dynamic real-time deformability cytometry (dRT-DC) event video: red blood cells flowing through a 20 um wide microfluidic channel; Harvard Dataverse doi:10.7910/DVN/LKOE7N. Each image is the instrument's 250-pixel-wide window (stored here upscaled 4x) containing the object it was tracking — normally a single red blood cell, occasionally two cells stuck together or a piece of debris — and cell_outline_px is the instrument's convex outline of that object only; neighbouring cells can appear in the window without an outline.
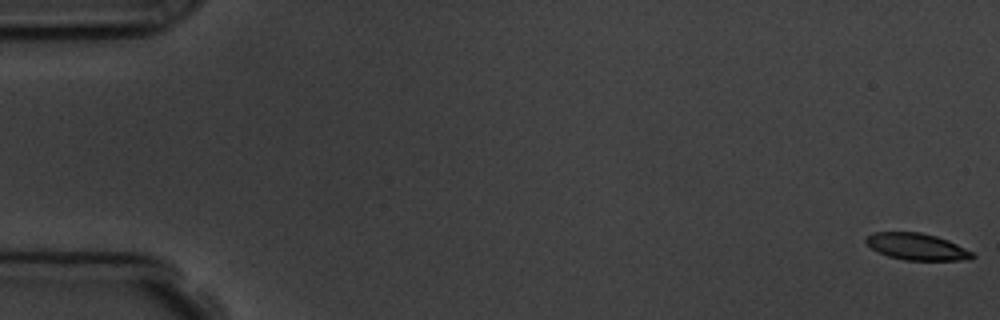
{"species": "common noctule bat (a hibernating species)", "species_latin": "Nyctalus noctula", "temperature_condition": "room temperature", "stored_images_in_passage": 5, "camera_frame_rate_fps": 3000, "um_per_image_px": 0.085, "animal": {"sex": "male", "body_mass_g": 19.5, "forearm_length_mm": 54.6}, "frame": {"image": 1, "passage_image": 1, "time_ms": 0.0, "image_size_px": [1000, 320], "cell_outline_px": [[976, 256], [972, 260], [904, 260], [888, 256], [872, 248], [864, 240], [868, 236], [876, 232], [920, 232], [936, 236], [948, 240], [972, 252]], "centroid_in_image_um": [77.97, 20.97], "position_along_channel_um": 7.0, "area_um2": 16.42}}
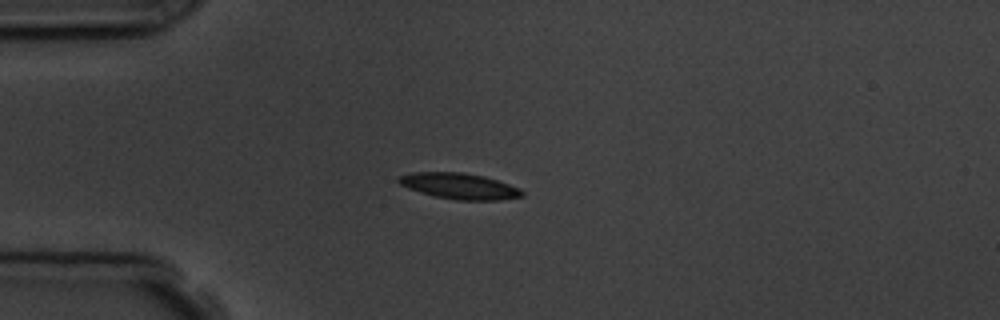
{"frame": {"image": 2, "passage_image": 5, "time_ms": 4.667, "image_size_px": [1000, 320], "cell_outline_px": [[524, 196], [500, 200], [456, 200], [436, 196], [420, 192], [408, 188], [400, 184], [396, 180], [396, 176], [412, 172], [464, 172], [484, 176], [520, 188], [524, 192]], "centroid_in_image_um": [39.03, 15.81], "position_along_channel_um": 46.0, "area_um2": 18.73}}